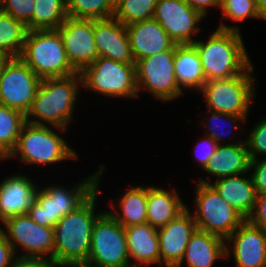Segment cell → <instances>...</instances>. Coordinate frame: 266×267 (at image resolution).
Returning <instances> with one entry per match:
<instances>
[{"label": "cell", "mask_w": 266, "mask_h": 267, "mask_svg": "<svg viewBox=\"0 0 266 267\" xmlns=\"http://www.w3.org/2000/svg\"><path fill=\"white\" fill-rule=\"evenodd\" d=\"M206 81L229 79L245 73L252 65L238 27L221 23L207 42L194 41Z\"/></svg>", "instance_id": "6da1fadb"}, {"label": "cell", "mask_w": 266, "mask_h": 267, "mask_svg": "<svg viewBox=\"0 0 266 267\" xmlns=\"http://www.w3.org/2000/svg\"><path fill=\"white\" fill-rule=\"evenodd\" d=\"M97 192L96 190L76 210L62 217L53 228V260L60 267L85 264L88 260L93 225L102 214H94Z\"/></svg>", "instance_id": "7a4b0ae2"}, {"label": "cell", "mask_w": 266, "mask_h": 267, "mask_svg": "<svg viewBox=\"0 0 266 267\" xmlns=\"http://www.w3.org/2000/svg\"><path fill=\"white\" fill-rule=\"evenodd\" d=\"M82 86V77L76 73L67 77L44 78L41 80L30 110L26 114V122L35 125L52 124L64 132L71 121L73 106L77 99L78 84ZM72 113V114H71ZM33 115L40 121L30 120Z\"/></svg>", "instance_id": "3957f363"}, {"label": "cell", "mask_w": 266, "mask_h": 267, "mask_svg": "<svg viewBox=\"0 0 266 267\" xmlns=\"http://www.w3.org/2000/svg\"><path fill=\"white\" fill-rule=\"evenodd\" d=\"M19 57L41 79L78 73L67 58L57 29L28 31Z\"/></svg>", "instance_id": "277c9868"}, {"label": "cell", "mask_w": 266, "mask_h": 267, "mask_svg": "<svg viewBox=\"0 0 266 267\" xmlns=\"http://www.w3.org/2000/svg\"><path fill=\"white\" fill-rule=\"evenodd\" d=\"M104 168L101 165L97 173L69 191L59 186L36 190L28 215L37 224L54 228L62 217L76 210L98 190L100 172Z\"/></svg>", "instance_id": "5b68a950"}, {"label": "cell", "mask_w": 266, "mask_h": 267, "mask_svg": "<svg viewBox=\"0 0 266 267\" xmlns=\"http://www.w3.org/2000/svg\"><path fill=\"white\" fill-rule=\"evenodd\" d=\"M197 229L226 239L246 220L215 191L209 182L199 179L196 189Z\"/></svg>", "instance_id": "8992f818"}, {"label": "cell", "mask_w": 266, "mask_h": 267, "mask_svg": "<svg viewBox=\"0 0 266 267\" xmlns=\"http://www.w3.org/2000/svg\"><path fill=\"white\" fill-rule=\"evenodd\" d=\"M82 86L112 97L137 98L135 63H121L98 57L81 73Z\"/></svg>", "instance_id": "52a82bcc"}, {"label": "cell", "mask_w": 266, "mask_h": 267, "mask_svg": "<svg viewBox=\"0 0 266 267\" xmlns=\"http://www.w3.org/2000/svg\"><path fill=\"white\" fill-rule=\"evenodd\" d=\"M25 163L52 164L65 159L77 158L65 140L46 125L26 122L21 130L17 145L7 157L18 156Z\"/></svg>", "instance_id": "ba28073f"}, {"label": "cell", "mask_w": 266, "mask_h": 267, "mask_svg": "<svg viewBox=\"0 0 266 267\" xmlns=\"http://www.w3.org/2000/svg\"><path fill=\"white\" fill-rule=\"evenodd\" d=\"M128 263L125 227L109 212H102L93 225L90 253L85 264L90 267H122Z\"/></svg>", "instance_id": "9c48e42d"}, {"label": "cell", "mask_w": 266, "mask_h": 267, "mask_svg": "<svg viewBox=\"0 0 266 267\" xmlns=\"http://www.w3.org/2000/svg\"><path fill=\"white\" fill-rule=\"evenodd\" d=\"M251 71H253L252 66L245 73L229 79L206 81L200 90L205 97L208 111L247 116L250 102L255 94L253 89L255 78L250 75Z\"/></svg>", "instance_id": "30bf717a"}, {"label": "cell", "mask_w": 266, "mask_h": 267, "mask_svg": "<svg viewBox=\"0 0 266 267\" xmlns=\"http://www.w3.org/2000/svg\"><path fill=\"white\" fill-rule=\"evenodd\" d=\"M175 50H165L156 55L136 61L138 92L147 88L156 98L169 101L182 94L174 69Z\"/></svg>", "instance_id": "8fae6325"}, {"label": "cell", "mask_w": 266, "mask_h": 267, "mask_svg": "<svg viewBox=\"0 0 266 267\" xmlns=\"http://www.w3.org/2000/svg\"><path fill=\"white\" fill-rule=\"evenodd\" d=\"M41 80L20 57L10 58L0 75V104L17 109L26 115Z\"/></svg>", "instance_id": "7c38bea8"}, {"label": "cell", "mask_w": 266, "mask_h": 267, "mask_svg": "<svg viewBox=\"0 0 266 267\" xmlns=\"http://www.w3.org/2000/svg\"><path fill=\"white\" fill-rule=\"evenodd\" d=\"M2 223L5 224L7 232L1 227L0 229L3 231L13 250H16V243L27 250V253L20 257L46 258V255L49 254L48 258L53 260V228L37 224L28 214L8 218Z\"/></svg>", "instance_id": "4fadbf2b"}, {"label": "cell", "mask_w": 266, "mask_h": 267, "mask_svg": "<svg viewBox=\"0 0 266 267\" xmlns=\"http://www.w3.org/2000/svg\"><path fill=\"white\" fill-rule=\"evenodd\" d=\"M57 30L62 37L67 58L78 73L99 57L94 41V19L67 17Z\"/></svg>", "instance_id": "5bb4252c"}, {"label": "cell", "mask_w": 266, "mask_h": 267, "mask_svg": "<svg viewBox=\"0 0 266 267\" xmlns=\"http://www.w3.org/2000/svg\"><path fill=\"white\" fill-rule=\"evenodd\" d=\"M153 18L178 45L192 44L198 22L203 16L184 0H158Z\"/></svg>", "instance_id": "9a60e30c"}, {"label": "cell", "mask_w": 266, "mask_h": 267, "mask_svg": "<svg viewBox=\"0 0 266 267\" xmlns=\"http://www.w3.org/2000/svg\"><path fill=\"white\" fill-rule=\"evenodd\" d=\"M186 207L163 227L157 229L161 263L166 267H180L190 237L197 230L194 217Z\"/></svg>", "instance_id": "2e32d148"}, {"label": "cell", "mask_w": 266, "mask_h": 267, "mask_svg": "<svg viewBox=\"0 0 266 267\" xmlns=\"http://www.w3.org/2000/svg\"><path fill=\"white\" fill-rule=\"evenodd\" d=\"M94 41L99 57L121 63H136L127 28L114 17L94 20Z\"/></svg>", "instance_id": "e0dca14e"}, {"label": "cell", "mask_w": 266, "mask_h": 267, "mask_svg": "<svg viewBox=\"0 0 266 267\" xmlns=\"http://www.w3.org/2000/svg\"><path fill=\"white\" fill-rule=\"evenodd\" d=\"M126 28L135 62L165 50H175L177 45L154 18L132 23Z\"/></svg>", "instance_id": "ac0fdd59"}, {"label": "cell", "mask_w": 266, "mask_h": 267, "mask_svg": "<svg viewBox=\"0 0 266 267\" xmlns=\"http://www.w3.org/2000/svg\"><path fill=\"white\" fill-rule=\"evenodd\" d=\"M226 240L233 242L237 267L266 266V230L245 220Z\"/></svg>", "instance_id": "d6986e66"}, {"label": "cell", "mask_w": 266, "mask_h": 267, "mask_svg": "<svg viewBox=\"0 0 266 267\" xmlns=\"http://www.w3.org/2000/svg\"><path fill=\"white\" fill-rule=\"evenodd\" d=\"M37 187L25 176L14 175L0 184V220L28 214Z\"/></svg>", "instance_id": "ffe728a7"}, {"label": "cell", "mask_w": 266, "mask_h": 267, "mask_svg": "<svg viewBox=\"0 0 266 267\" xmlns=\"http://www.w3.org/2000/svg\"><path fill=\"white\" fill-rule=\"evenodd\" d=\"M250 157L246 143L218 144L214 155L204 168L218 178L245 174L250 170Z\"/></svg>", "instance_id": "44dd1931"}, {"label": "cell", "mask_w": 266, "mask_h": 267, "mask_svg": "<svg viewBox=\"0 0 266 267\" xmlns=\"http://www.w3.org/2000/svg\"><path fill=\"white\" fill-rule=\"evenodd\" d=\"M226 243L218 236L197 229L189 239L183 260L189 267H212L217 258L229 256Z\"/></svg>", "instance_id": "7402d4cb"}, {"label": "cell", "mask_w": 266, "mask_h": 267, "mask_svg": "<svg viewBox=\"0 0 266 267\" xmlns=\"http://www.w3.org/2000/svg\"><path fill=\"white\" fill-rule=\"evenodd\" d=\"M239 176L223 177L210 185L226 203L247 219L253 212L257 193L251 178Z\"/></svg>", "instance_id": "603a6c76"}, {"label": "cell", "mask_w": 266, "mask_h": 267, "mask_svg": "<svg viewBox=\"0 0 266 267\" xmlns=\"http://www.w3.org/2000/svg\"><path fill=\"white\" fill-rule=\"evenodd\" d=\"M127 251L136 264L161 263L157 228L148 222L125 227ZM132 257V258H131Z\"/></svg>", "instance_id": "cb8c5ba5"}, {"label": "cell", "mask_w": 266, "mask_h": 267, "mask_svg": "<svg viewBox=\"0 0 266 267\" xmlns=\"http://www.w3.org/2000/svg\"><path fill=\"white\" fill-rule=\"evenodd\" d=\"M185 208L175 191L170 193L161 188L147 187V222L152 227L165 226Z\"/></svg>", "instance_id": "d4e9b609"}, {"label": "cell", "mask_w": 266, "mask_h": 267, "mask_svg": "<svg viewBox=\"0 0 266 267\" xmlns=\"http://www.w3.org/2000/svg\"><path fill=\"white\" fill-rule=\"evenodd\" d=\"M174 69L179 88L201 89L206 82L198 51L192 44L175 46Z\"/></svg>", "instance_id": "484cf974"}, {"label": "cell", "mask_w": 266, "mask_h": 267, "mask_svg": "<svg viewBox=\"0 0 266 267\" xmlns=\"http://www.w3.org/2000/svg\"><path fill=\"white\" fill-rule=\"evenodd\" d=\"M122 215L109 214L123 227L139 225L147 222V187H132L127 190L120 204Z\"/></svg>", "instance_id": "4316f807"}, {"label": "cell", "mask_w": 266, "mask_h": 267, "mask_svg": "<svg viewBox=\"0 0 266 267\" xmlns=\"http://www.w3.org/2000/svg\"><path fill=\"white\" fill-rule=\"evenodd\" d=\"M26 115L0 104V159H6L15 149Z\"/></svg>", "instance_id": "83f0119b"}, {"label": "cell", "mask_w": 266, "mask_h": 267, "mask_svg": "<svg viewBox=\"0 0 266 267\" xmlns=\"http://www.w3.org/2000/svg\"><path fill=\"white\" fill-rule=\"evenodd\" d=\"M27 27L0 10V51L10 58L19 57L23 50Z\"/></svg>", "instance_id": "f1b7e54d"}, {"label": "cell", "mask_w": 266, "mask_h": 267, "mask_svg": "<svg viewBox=\"0 0 266 267\" xmlns=\"http://www.w3.org/2000/svg\"><path fill=\"white\" fill-rule=\"evenodd\" d=\"M67 17V0H35L33 30L57 29Z\"/></svg>", "instance_id": "f546056e"}, {"label": "cell", "mask_w": 266, "mask_h": 267, "mask_svg": "<svg viewBox=\"0 0 266 267\" xmlns=\"http://www.w3.org/2000/svg\"><path fill=\"white\" fill-rule=\"evenodd\" d=\"M114 8V0H67L68 17L74 19H108Z\"/></svg>", "instance_id": "4dcf8cb0"}, {"label": "cell", "mask_w": 266, "mask_h": 267, "mask_svg": "<svg viewBox=\"0 0 266 267\" xmlns=\"http://www.w3.org/2000/svg\"><path fill=\"white\" fill-rule=\"evenodd\" d=\"M158 0H117L113 17L128 26L153 18Z\"/></svg>", "instance_id": "1f68e13d"}, {"label": "cell", "mask_w": 266, "mask_h": 267, "mask_svg": "<svg viewBox=\"0 0 266 267\" xmlns=\"http://www.w3.org/2000/svg\"><path fill=\"white\" fill-rule=\"evenodd\" d=\"M220 9L224 18L243 21L247 17L260 18L256 0H221Z\"/></svg>", "instance_id": "d6a6232c"}, {"label": "cell", "mask_w": 266, "mask_h": 267, "mask_svg": "<svg viewBox=\"0 0 266 267\" xmlns=\"http://www.w3.org/2000/svg\"><path fill=\"white\" fill-rule=\"evenodd\" d=\"M35 0H4L0 10L22 22L28 29L33 30V11Z\"/></svg>", "instance_id": "836d02e7"}, {"label": "cell", "mask_w": 266, "mask_h": 267, "mask_svg": "<svg viewBox=\"0 0 266 267\" xmlns=\"http://www.w3.org/2000/svg\"><path fill=\"white\" fill-rule=\"evenodd\" d=\"M245 143L250 160H255L256 154L266 155V119L257 123Z\"/></svg>", "instance_id": "e575fe53"}, {"label": "cell", "mask_w": 266, "mask_h": 267, "mask_svg": "<svg viewBox=\"0 0 266 267\" xmlns=\"http://www.w3.org/2000/svg\"><path fill=\"white\" fill-rule=\"evenodd\" d=\"M255 167V168H254ZM254 169L251 176L257 195L266 194V158L262 161H250V169Z\"/></svg>", "instance_id": "d590c367"}, {"label": "cell", "mask_w": 266, "mask_h": 267, "mask_svg": "<svg viewBox=\"0 0 266 267\" xmlns=\"http://www.w3.org/2000/svg\"><path fill=\"white\" fill-rule=\"evenodd\" d=\"M246 220L254 227L266 230V194L257 195L253 212Z\"/></svg>", "instance_id": "8d00e7d4"}, {"label": "cell", "mask_w": 266, "mask_h": 267, "mask_svg": "<svg viewBox=\"0 0 266 267\" xmlns=\"http://www.w3.org/2000/svg\"><path fill=\"white\" fill-rule=\"evenodd\" d=\"M211 116H210V120L209 122L212 123V126H209L207 127L209 130H210V134H207L206 136H209L211 137L217 144H219V141H221L223 134L222 133H218V131L220 130V128H217V131H216V123H214V121H217V119H223L224 120H231L232 123H236L238 120H241V121H245L246 119V116H236V115H232V114H226V113H220V112H215V111H212L211 112ZM237 120V121H236ZM220 127V126H218ZM225 136V134H224Z\"/></svg>", "instance_id": "74e56055"}, {"label": "cell", "mask_w": 266, "mask_h": 267, "mask_svg": "<svg viewBox=\"0 0 266 267\" xmlns=\"http://www.w3.org/2000/svg\"><path fill=\"white\" fill-rule=\"evenodd\" d=\"M10 267H60L54 260L50 258L36 257H17Z\"/></svg>", "instance_id": "f35d334b"}, {"label": "cell", "mask_w": 266, "mask_h": 267, "mask_svg": "<svg viewBox=\"0 0 266 267\" xmlns=\"http://www.w3.org/2000/svg\"><path fill=\"white\" fill-rule=\"evenodd\" d=\"M15 252L0 229V267H10L14 261ZM13 259V260H12Z\"/></svg>", "instance_id": "ab89813d"}, {"label": "cell", "mask_w": 266, "mask_h": 267, "mask_svg": "<svg viewBox=\"0 0 266 267\" xmlns=\"http://www.w3.org/2000/svg\"><path fill=\"white\" fill-rule=\"evenodd\" d=\"M203 141L201 140V142L199 143V145H200L203 142L202 146L200 145L202 148L199 145H196L195 151L197 150L196 148L198 146H199L198 148H201V149L207 148L206 150H203L205 152L201 151V154L199 153L200 155H199V157H197V159H199L200 164L202 165V168L204 170V168L206 167V165L210 161L211 157L214 155L218 144L209 136H207L205 139L203 138ZM203 146H206V147H203ZM196 156H198V155H196Z\"/></svg>", "instance_id": "60d3db41"}, {"label": "cell", "mask_w": 266, "mask_h": 267, "mask_svg": "<svg viewBox=\"0 0 266 267\" xmlns=\"http://www.w3.org/2000/svg\"><path fill=\"white\" fill-rule=\"evenodd\" d=\"M191 8L198 11L203 17L207 13V7H220L221 0H184Z\"/></svg>", "instance_id": "b9f144b4"}, {"label": "cell", "mask_w": 266, "mask_h": 267, "mask_svg": "<svg viewBox=\"0 0 266 267\" xmlns=\"http://www.w3.org/2000/svg\"><path fill=\"white\" fill-rule=\"evenodd\" d=\"M256 6L260 19H266V0H256Z\"/></svg>", "instance_id": "7bdbcfd3"}, {"label": "cell", "mask_w": 266, "mask_h": 267, "mask_svg": "<svg viewBox=\"0 0 266 267\" xmlns=\"http://www.w3.org/2000/svg\"><path fill=\"white\" fill-rule=\"evenodd\" d=\"M9 59H10V57L7 54H5V53L0 51V75H1V72H2V69H3L4 65H5V63Z\"/></svg>", "instance_id": "ee69618b"}, {"label": "cell", "mask_w": 266, "mask_h": 267, "mask_svg": "<svg viewBox=\"0 0 266 267\" xmlns=\"http://www.w3.org/2000/svg\"><path fill=\"white\" fill-rule=\"evenodd\" d=\"M62 267H90V266H88L86 264H69V265H65Z\"/></svg>", "instance_id": "f6af8a7d"}, {"label": "cell", "mask_w": 266, "mask_h": 267, "mask_svg": "<svg viewBox=\"0 0 266 267\" xmlns=\"http://www.w3.org/2000/svg\"><path fill=\"white\" fill-rule=\"evenodd\" d=\"M131 263H128V264H125L124 266H122V267H149L148 265H143V264H141L140 266H136V265H138V264H135V262H134V265H130ZM143 265V266H142Z\"/></svg>", "instance_id": "bcb514c9"}, {"label": "cell", "mask_w": 266, "mask_h": 267, "mask_svg": "<svg viewBox=\"0 0 266 267\" xmlns=\"http://www.w3.org/2000/svg\"><path fill=\"white\" fill-rule=\"evenodd\" d=\"M3 3H4V0H0V8H1Z\"/></svg>", "instance_id": "7dc6e473"}]
</instances>
